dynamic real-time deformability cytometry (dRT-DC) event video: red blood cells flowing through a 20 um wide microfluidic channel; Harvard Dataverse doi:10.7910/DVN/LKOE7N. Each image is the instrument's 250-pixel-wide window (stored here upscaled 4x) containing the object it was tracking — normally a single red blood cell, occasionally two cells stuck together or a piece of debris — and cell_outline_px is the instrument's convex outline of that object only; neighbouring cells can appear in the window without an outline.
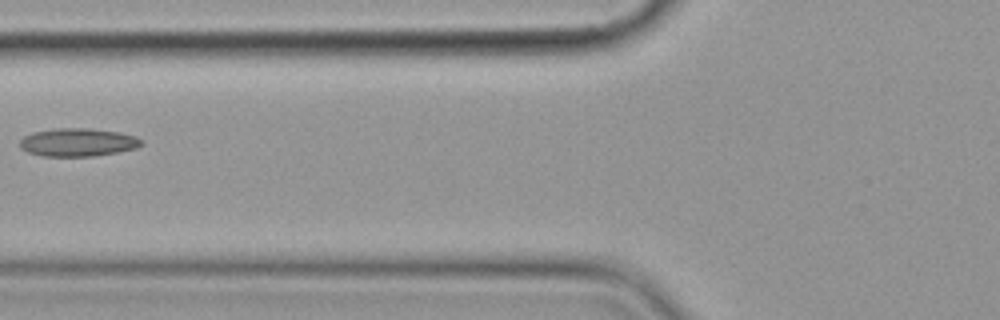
{"species": "common noctule bat (a hibernating species)", "species_latin": "Nyctalus noctula", "temperature_condition": "cold", "stored_images_in_passage": 8, "camera_frame_rate_fps": 3000, "um_per_image_px": 0.085, "animal": {"sex": "female", "body_mass_g": 19.9}, "frame": {"image": 1, "passage_image": 7, "time_ms": 7.0, "image_size_px": [1000, 320], "cell_outline_px": [[144, 144], [136, 148], [116, 152], [92, 156], [44, 156], [28, 152], [20, 148], [20, 140], [24, 136], [32, 132], [56, 128], [88, 128], [120, 132], [136, 136], [144, 140]], "centroid_in_image_um": [6.64, 12.09], "position_along_channel_um": 119.2, "area_um2": 20.0}}
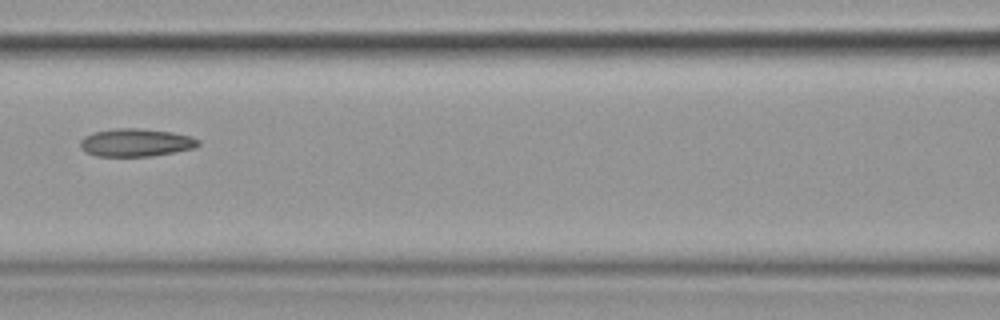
{"frame": {"image": 2, "passage_image": 8, "time_ms": 8.0, "image_size_px": [1000, 320], "cell_outline_px": [[200, 144], [196, 148], [152, 156], [96, 156], [84, 152], [80, 148], [80, 140], [84, 136], [92, 132], [116, 128], [140, 128], [172, 132], [192, 136], [200, 140]], "centroid_in_image_um": [11.55, 12.11], "position_along_channel_um": 155.1, "area_um2": 19.48}}